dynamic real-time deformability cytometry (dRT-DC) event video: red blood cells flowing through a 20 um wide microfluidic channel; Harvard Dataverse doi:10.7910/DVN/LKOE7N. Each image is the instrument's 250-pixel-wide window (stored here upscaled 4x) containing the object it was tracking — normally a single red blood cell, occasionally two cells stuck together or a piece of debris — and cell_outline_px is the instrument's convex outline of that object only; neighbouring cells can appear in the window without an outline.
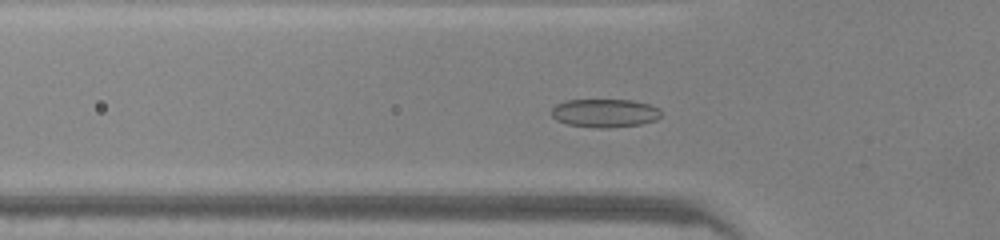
{"species": "common noctule bat (a hibernating species)", "species_latin": "Nyctalus noctula", "temperature_condition": "warm", "stored_images_in_passage": 47, "camera_frame_rate_fps": 3000, "um_per_image_px": 0.085, "animal": {"sex": "male", "body_mass_g": 20.0, "forearm_length_mm": 53.3}, "frame": {"image": 1, "passage_image": 14, "time_ms": 4.333, "image_size_px": [1000, 240], "cell_outline_px": [[660, 116], [656, 120], [640, 124], [608, 128], [600, 128], [568, 124], [556, 120], [552, 116], [552, 108], [556, 104], [564, 100], [632, 100], [648, 104], [660, 108]], "centroid_in_image_um": [51.4, 9.6], "position_along_channel_um": 74.4, "area_um2": 18.09}}
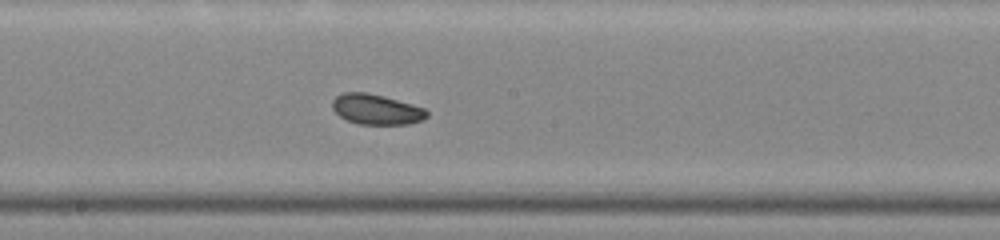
{"frame": {"image": 2, "passage_image": 24, "time_ms": 7.667, "image_size_px": [1000, 240], "cell_outline_px": [[428, 116], [424, 120], [408, 124], [360, 124], [348, 120], [340, 116], [332, 108], [332, 100], [336, 96], [344, 92], [364, 92], [384, 96], [412, 104], [424, 108], [428, 112]], "centroid_in_image_um": [32.0, 9.29], "position_along_channel_um": 216.2, "area_um2": 16.65}}
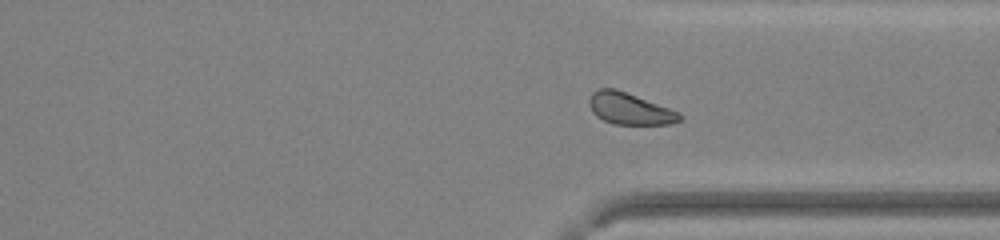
{"frame": {"image": 3, "passage_image": 34, "time_ms": 11.0, "image_size_px": [1000, 240], "cell_outline_px": [[684, 116], [680, 120], [672, 124], [612, 124], [596, 116], [592, 112], [588, 104], [588, 100], [592, 92], [600, 88], [616, 88], [680, 112]], "centroid_in_image_um": [53.51, 9.23], "position_along_channel_um": 357.9, "area_um2": 16.82}, "authors_computed_cell_mechanics": {"area_um2": 17.34, "velocity_mm_per_s": 4.233, "shape_relaxation_time_tau1_ms": 3.8231, "shape_relaxation_time_tau2_ms": 7.2401, "deformation_change_tau1": 0.1084, "deformation_change_tau2": 0.1078}}